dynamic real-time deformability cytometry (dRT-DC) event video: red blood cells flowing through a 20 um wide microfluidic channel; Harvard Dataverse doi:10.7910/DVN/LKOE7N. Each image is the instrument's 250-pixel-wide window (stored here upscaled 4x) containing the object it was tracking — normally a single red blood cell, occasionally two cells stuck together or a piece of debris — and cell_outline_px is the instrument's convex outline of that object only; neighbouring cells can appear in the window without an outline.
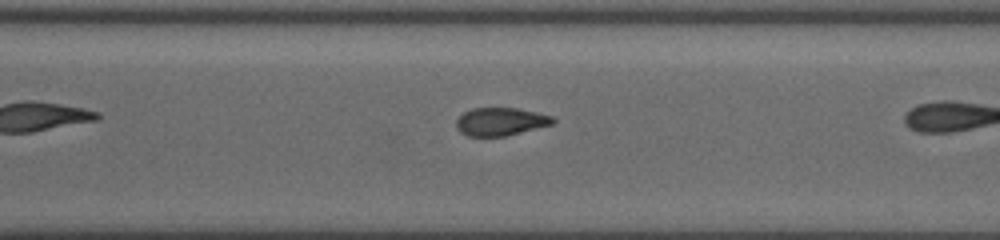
{"species": "common noctule bat (a hibernating species)", "species_latin": "Nyctalus noctula", "temperature_condition": "cold", "stored_images_in_passage": 28, "camera_frame_rate_fps": 3000, "um_per_image_px": 0.085, "animal": {"sex": "female", "body_mass_g": 19.5, "forearm_length_mm": 54.1}, "frame": {"image": 1, "passage_image": 24, "time_ms": 7.667, "image_size_px": [1000, 240], "cell_outline_px": [[556, 120], [552, 124], [504, 136], [468, 136], [460, 132], [456, 128], [456, 120], [464, 112], [472, 108], [516, 108], [536, 112], [552, 116]], "centroid_in_image_um": [42.52, 10.33], "position_along_channel_um": 328.1, "area_um2": 15.61}}